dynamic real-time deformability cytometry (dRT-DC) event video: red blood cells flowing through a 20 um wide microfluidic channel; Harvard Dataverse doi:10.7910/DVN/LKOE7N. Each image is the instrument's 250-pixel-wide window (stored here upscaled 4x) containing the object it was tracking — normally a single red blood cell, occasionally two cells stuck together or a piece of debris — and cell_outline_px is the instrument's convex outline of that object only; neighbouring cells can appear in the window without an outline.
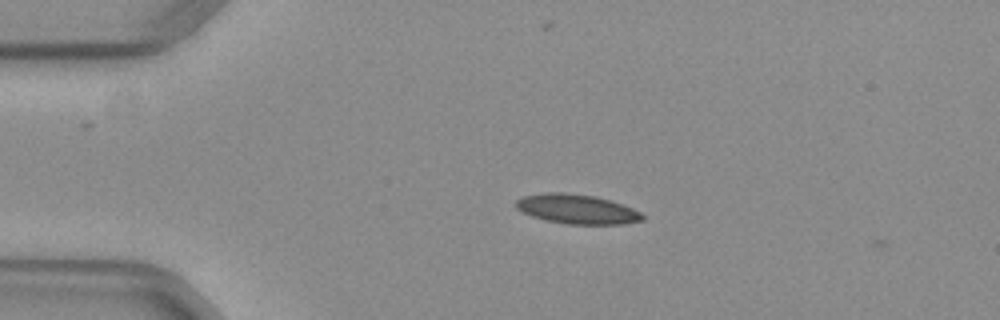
{"species": "common noctule bat (a hibernating species)", "species_latin": "Nyctalus noctula", "temperature_condition": "warm", "stored_images_in_passage": 3, "camera_frame_rate_fps": 3000, "um_per_image_px": 0.085, "animal": {"sex": "female", "body_mass_g": 29.2, "forearm_length_mm": 56.3}, "frame": {"image": 1, "passage_image": 2, "time_ms": 0.333, "image_size_px": [1000, 320], "cell_outline_px": [[644, 220], [624, 224], [568, 224], [544, 220], [520, 212], [516, 208], [516, 200], [524, 196], [544, 192], [564, 192], [596, 196], [632, 208], [640, 212], [644, 216]], "centroid_in_image_um": [49.01, 17.77], "position_along_channel_um": 36.0, "area_um2": 21.79}}